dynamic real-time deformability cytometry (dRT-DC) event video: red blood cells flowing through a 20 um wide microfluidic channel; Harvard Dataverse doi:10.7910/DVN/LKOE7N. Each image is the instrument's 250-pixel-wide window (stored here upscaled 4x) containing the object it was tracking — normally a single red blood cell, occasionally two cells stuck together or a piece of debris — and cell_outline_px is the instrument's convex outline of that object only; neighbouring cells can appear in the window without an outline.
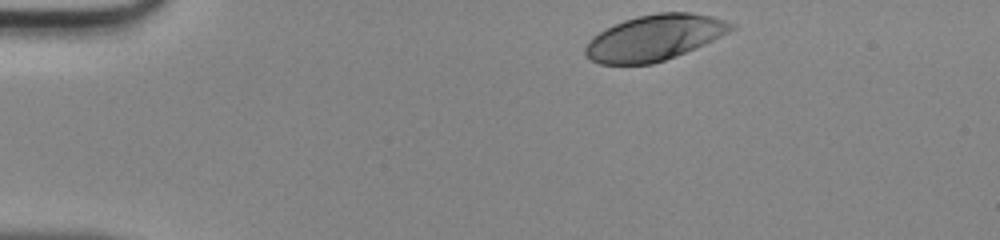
{"species": "human", "species_latin": "Homo sapiens", "temperature_condition": "room temperature", "stored_images_in_passage": 34, "camera_frame_rate_fps": 3000, "um_per_image_px": 0.085, "donor": {"sex": "male"}, "frame": {"image": 1, "passage_image": 1, "time_ms": 0.0, "image_size_px": [1000, 240], "cell_outline_px": [[736, 28], [704, 44], [676, 56], [652, 64], [600, 64], [592, 60], [584, 52], [584, 48], [588, 40], [592, 36], [604, 28], [624, 20], [640, 16], [660, 12], [688, 12], [712, 16], [736, 24]], "centroid_in_image_um": [55.6, 3.2], "position_along_channel_um": 29.4, "area_um2": 38.67}}
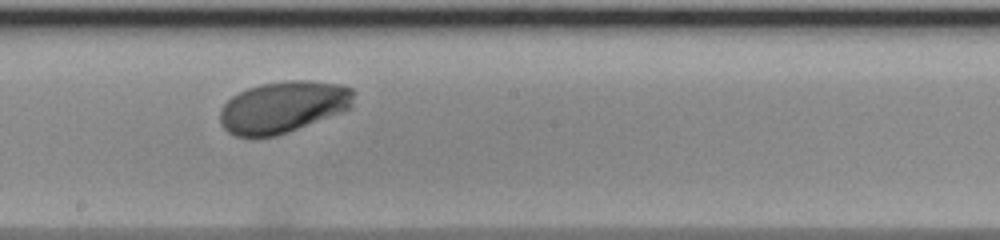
{"frame": {"image": 2, "passage_image": 20, "time_ms": 6.333, "image_size_px": [1000, 240], "cell_outline_px": [[356, 92], [352, 104], [348, 108], [340, 112], [288, 132], [276, 136], [236, 136], [228, 132], [220, 124], [220, 108], [232, 96], [248, 88], [260, 84], [288, 80], [308, 80], [344, 84], [352, 88]], "centroid_in_image_um": [24.07, 9.07], "position_along_channel_um": 224.1, "area_um2": 40.17}}
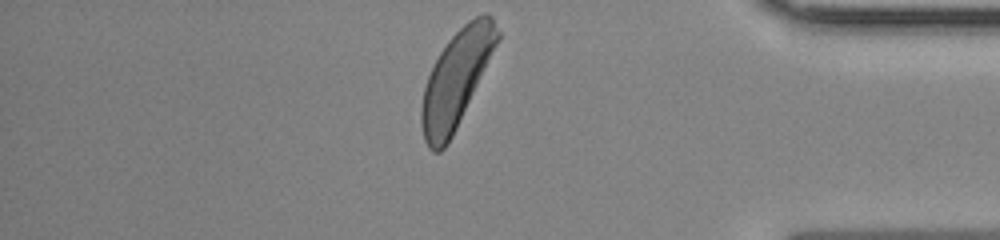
{"frame": {"image": 3, "passage_image": 34, "time_ms": 11.0, "image_size_px": [1000, 240], "cell_outline_px": [[500, 36], [452, 136], [448, 144], [440, 152], [432, 152], [428, 148], [424, 140], [420, 124], [420, 108], [424, 88], [428, 76], [440, 52], [448, 40], [468, 20], [484, 12], [492, 16], [500, 32]], "centroid_in_image_um": [38.74, 6.73], "position_along_channel_um": 396.5, "area_um2": 41.73}}